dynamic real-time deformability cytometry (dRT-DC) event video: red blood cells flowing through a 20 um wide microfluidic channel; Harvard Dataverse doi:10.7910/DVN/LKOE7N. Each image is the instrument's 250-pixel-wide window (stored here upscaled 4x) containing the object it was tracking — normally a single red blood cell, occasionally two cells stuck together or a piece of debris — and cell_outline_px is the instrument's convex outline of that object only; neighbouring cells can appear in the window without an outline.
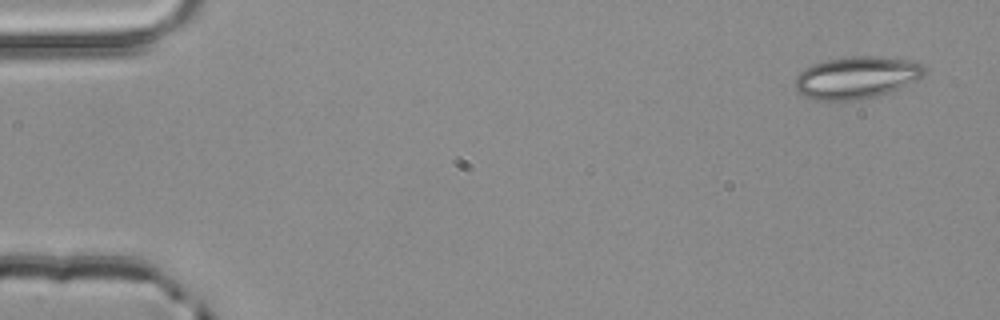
{"species": "common noctule bat (a hibernating species)", "species_latin": "Nyctalus noctula", "temperature_condition": "room temperature", "stored_images_in_passage": 4, "camera_frame_rate_fps": 3000, "um_per_image_px": 0.085, "animal": {"sex": "male", "body_mass_g": 20.4}, "frame": {"image": 1, "passage_image": 1, "time_ms": 0.0, "image_size_px": [1000, 320], "cell_outline_px": [[924, 72], [916, 80], [888, 92], [876, 96], [856, 100], [816, 100], [800, 96], [796, 88], [796, 76], [804, 68], [812, 64], [828, 60], [848, 56], [876, 56], [916, 60], [924, 64]], "centroid_in_image_um": [72.78, 6.58], "position_along_channel_um": 12.2, "area_um2": 31.79}}